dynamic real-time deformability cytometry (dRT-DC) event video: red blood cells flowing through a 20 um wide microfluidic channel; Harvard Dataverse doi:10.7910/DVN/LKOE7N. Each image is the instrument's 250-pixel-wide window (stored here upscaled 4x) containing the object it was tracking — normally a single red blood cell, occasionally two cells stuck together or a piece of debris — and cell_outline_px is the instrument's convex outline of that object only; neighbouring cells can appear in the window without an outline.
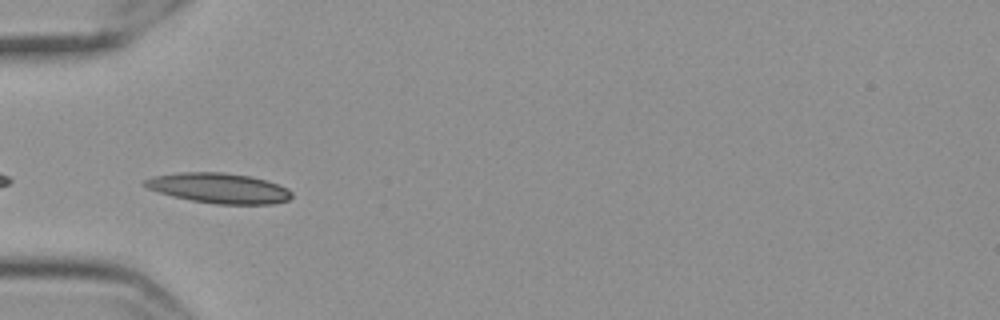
{"species": "Egyptian fruit bat (a non-hibernating species)", "species_latin": "Rousettus aegyptiacus", "temperature_condition": "cold", "stored_images_in_passage": 11, "camera_frame_rate_fps": 3000, "um_per_image_px": 0.085, "frame": {"image": 1, "passage_image": 2, "time_ms": 0.333, "image_size_px": [1000, 320], "cell_outline_px": [[292, 196], [288, 200], [272, 204], [216, 204], [192, 200], [172, 196], [148, 188], [140, 184], [144, 180], [152, 176], [180, 172], [224, 172], [252, 176], [288, 188], [292, 192]], "centroid_in_image_um": [18.59, 15.98], "position_along_channel_um": 66.4, "area_um2": 25.84}}
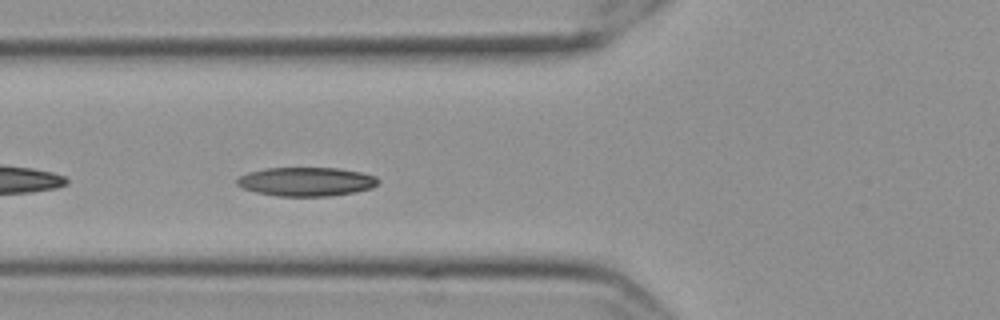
{"frame": {"image": 2, "passage_image": 5, "time_ms": 1.333, "image_size_px": [1000, 320], "cell_outline_px": [[380, 180], [372, 188], [356, 192], [328, 196], [276, 196], [256, 192], [244, 188], [236, 184], [236, 180], [240, 176], [248, 172], [264, 168], [340, 168], [360, 172], [376, 176]], "centroid_in_image_um": [26.04, 15.44], "position_along_channel_um": 99.8, "area_um2": 23.81}}